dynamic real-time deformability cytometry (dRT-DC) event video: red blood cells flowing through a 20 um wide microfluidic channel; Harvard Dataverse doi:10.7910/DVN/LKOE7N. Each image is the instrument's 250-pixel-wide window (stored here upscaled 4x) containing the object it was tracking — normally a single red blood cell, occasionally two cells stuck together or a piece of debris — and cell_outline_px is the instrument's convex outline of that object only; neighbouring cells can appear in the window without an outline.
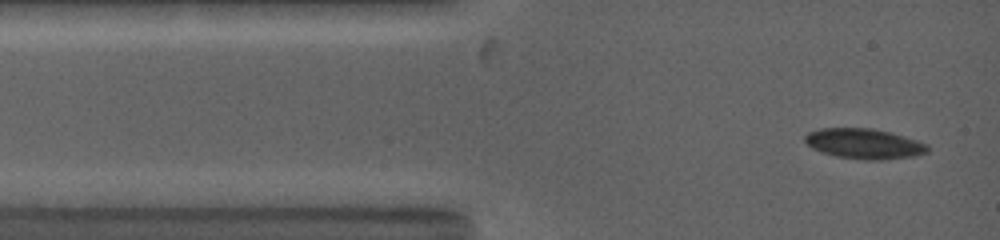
{"species": "common noctule bat (a hibernating species)", "species_latin": "Nyctalus noctula", "temperature_condition": "warm", "stored_images_in_passage": 2, "camera_frame_rate_fps": 5000, "um_per_image_px": 0.085, "animal": {"sex": "female", "body_mass_g": 19.0, "forearm_length_mm": 53.3}, "frame": {"image": 1, "passage_image": 2, "time_ms": 1.0, "image_size_px": [1000, 240], "cell_outline_px": [[928, 152], [916, 156], [880, 160], [864, 160], [836, 156], [812, 148], [804, 140], [804, 136], [808, 132], [820, 128], [872, 128], [904, 136], [928, 144]], "centroid_in_image_um": [73.46, 12.22], "position_along_channel_um": 11.5, "area_um2": 21.56}}